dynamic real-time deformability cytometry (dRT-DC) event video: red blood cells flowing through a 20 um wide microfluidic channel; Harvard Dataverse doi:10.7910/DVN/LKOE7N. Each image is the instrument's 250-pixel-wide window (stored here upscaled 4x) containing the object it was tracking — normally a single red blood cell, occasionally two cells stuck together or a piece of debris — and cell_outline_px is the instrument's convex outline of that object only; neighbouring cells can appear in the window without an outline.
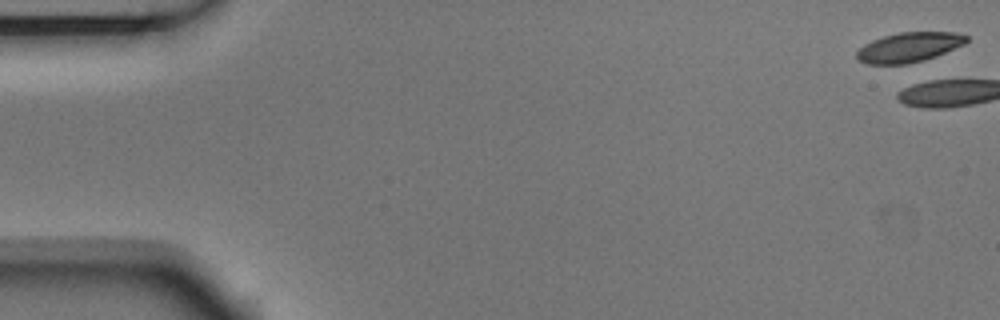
{"species": "Egyptian fruit bat (a non-hibernating species)", "species_latin": "Rousettus aegyptiacus", "temperature_condition": "room temperature", "stored_images_in_passage": 2, "camera_frame_rate_fps": 3000, "um_per_image_px": 0.085, "animal": {"sex": "male"}, "frame": {"image": 1, "passage_image": 1, "time_ms": 0.0, "image_size_px": [1000, 320], "cell_outline_px": [[968, 40], [964, 44], [936, 56], [924, 60], [908, 64], [868, 64], [856, 60], [856, 52], [864, 44], [872, 40], [884, 36], [900, 32], [956, 32], [968, 36]], "centroid_in_image_um": [77.25, 4.02], "position_along_channel_um": 7.8, "area_um2": 19.07}}